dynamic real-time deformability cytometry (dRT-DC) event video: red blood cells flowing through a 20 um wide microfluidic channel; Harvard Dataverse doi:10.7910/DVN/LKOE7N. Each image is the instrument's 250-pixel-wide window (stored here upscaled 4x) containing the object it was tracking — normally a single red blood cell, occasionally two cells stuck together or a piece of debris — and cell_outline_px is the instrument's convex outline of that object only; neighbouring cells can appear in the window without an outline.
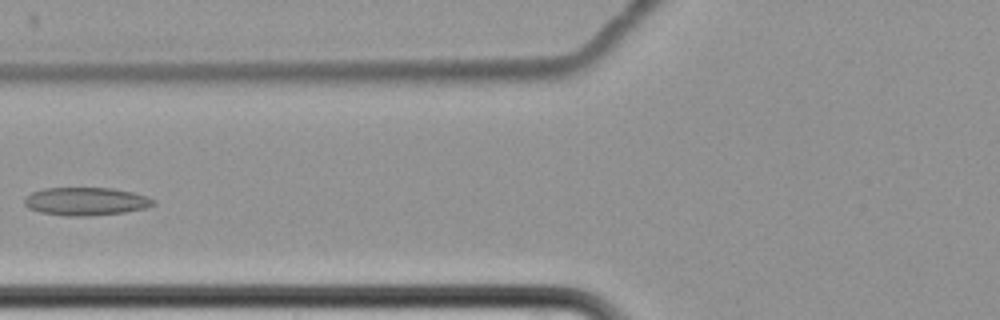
{"species": "common noctule bat (a hibernating species)", "species_latin": "Nyctalus noctula", "temperature_condition": "cold", "stored_images_in_passage": 7, "camera_frame_rate_fps": 3000, "um_per_image_px": 0.085, "animal": {"sex": "female", "body_mass_g": 22.7, "forearm_length_mm": 54.2}, "frame": {"image": 1, "passage_image": 7, "time_ms": 7.333, "image_size_px": [1000, 320], "cell_outline_px": [[156, 204], [148, 208], [124, 212], [84, 216], [64, 216], [40, 212], [28, 208], [24, 204], [24, 200], [32, 192], [44, 188], [112, 188], [132, 192], [156, 200]], "centroid_in_image_um": [7.31, 17.12], "position_along_channel_um": 118.5, "area_um2": 21.04}}